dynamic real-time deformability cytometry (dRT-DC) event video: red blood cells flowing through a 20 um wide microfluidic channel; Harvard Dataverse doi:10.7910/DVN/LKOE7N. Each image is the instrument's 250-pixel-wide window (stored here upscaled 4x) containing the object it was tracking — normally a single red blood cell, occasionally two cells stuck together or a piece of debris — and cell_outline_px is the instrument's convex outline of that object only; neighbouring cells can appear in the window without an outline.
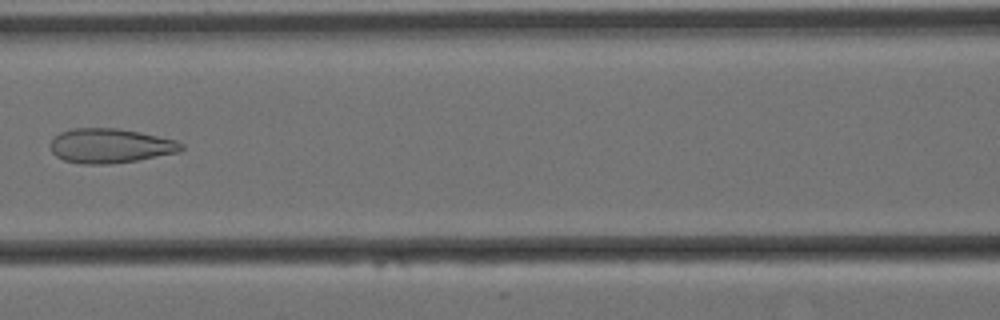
{"species": "Egyptian fruit bat (a non-hibernating species)", "species_latin": "Rousettus aegyptiacus", "temperature_condition": "cold", "stored_images_in_passage": 15, "camera_frame_rate_fps": 3000, "um_per_image_px": 0.085, "animal": {"sex": "female"}, "frame": {"image": 1, "passage_image": 7, "time_ms": 2.0, "image_size_px": [1000, 320], "cell_outline_px": [[184, 148], [180, 152], [136, 160], [108, 164], [84, 164], [64, 160], [56, 156], [52, 152], [48, 144], [60, 132], [72, 128], [116, 128], [140, 132], [176, 140], [184, 144]], "centroid_in_image_um": [9.37, 12.39], "position_along_channel_um": 157.2, "area_um2": 26.36}}
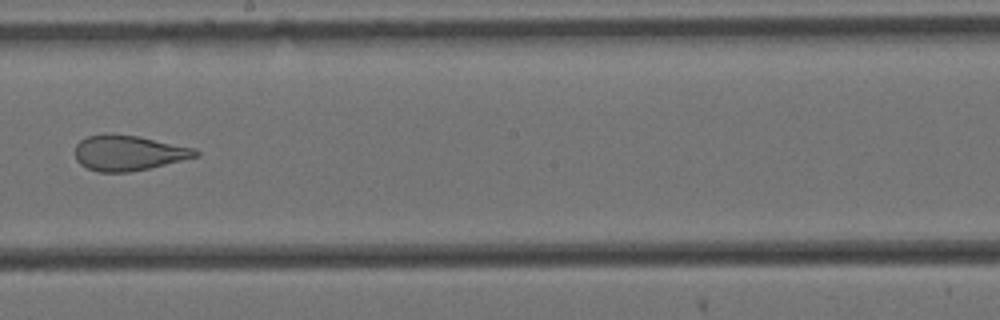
{"frame": {"image": 2, "passage_image": 9, "time_ms": 2.667, "image_size_px": [1000, 320], "cell_outline_px": [[200, 156], [148, 168], [128, 172], [100, 172], [88, 168], [80, 164], [76, 160], [76, 144], [80, 140], [88, 136], [140, 136], [196, 148], [200, 152]], "centroid_in_image_um": [10.98, 13.02], "position_along_channel_um": 237.2, "area_um2": 24.28}}
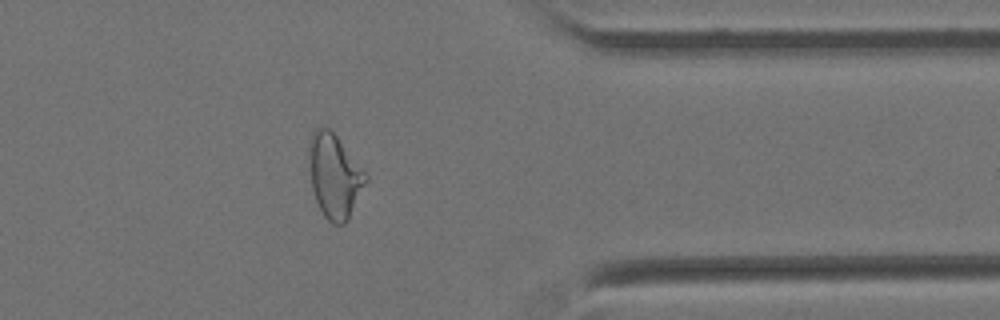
{"frame": {"image": 3, "passage_image": 13, "time_ms": 4.0, "image_size_px": [1000, 320], "cell_outline_px": [[368, 180], [348, 220], [344, 224], [332, 224], [324, 216], [316, 200], [312, 188], [312, 132], [316, 128], [324, 124], [336, 136], [368, 176]], "centroid_in_image_um": [28.49, 15.01], "position_along_channel_um": 382.9, "area_um2": 26.7}}